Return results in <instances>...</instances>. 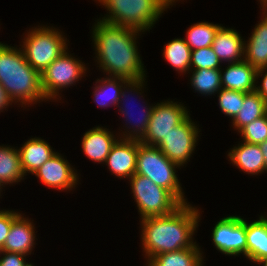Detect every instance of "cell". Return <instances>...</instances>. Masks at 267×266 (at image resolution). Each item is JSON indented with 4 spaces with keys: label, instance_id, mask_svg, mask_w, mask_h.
<instances>
[{
    "label": "cell",
    "instance_id": "23",
    "mask_svg": "<svg viewBox=\"0 0 267 266\" xmlns=\"http://www.w3.org/2000/svg\"><path fill=\"white\" fill-rule=\"evenodd\" d=\"M202 253L199 246L166 252L152 257L148 266H203Z\"/></svg>",
    "mask_w": 267,
    "mask_h": 266
},
{
    "label": "cell",
    "instance_id": "10",
    "mask_svg": "<svg viewBox=\"0 0 267 266\" xmlns=\"http://www.w3.org/2000/svg\"><path fill=\"white\" fill-rule=\"evenodd\" d=\"M197 126L188 116L182 123L172 129L157 147L173 163L184 166L195 150L198 140Z\"/></svg>",
    "mask_w": 267,
    "mask_h": 266
},
{
    "label": "cell",
    "instance_id": "9",
    "mask_svg": "<svg viewBox=\"0 0 267 266\" xmlns=\"http://www.w3.org/2000/svg\"><path fill=\"white\" fill-rule=\"evenodd\" d=\"M188 112L187 108L178 102L165 101L153 105L148 128L139 142L157 146L174 127L189 116Z\"/></svg>",
    "mask_w": 267,
    "mask_h": 266
},
{
    "label": "cell",
    "instance_id": "19",
    "mask_svg": "<svg viewBox=\"0 0 267 266\" xmlns=\"http://www.w3.org/2000/svg\"><path fill=\"white\" fill-rule=\"evenodd\" d=\"M231 163L247 174H261L265 171V160L260 145L244 142L230 150Z\"/></svg>",
    "mask_w": 267,
    "mask_h": 266
},
{
    "label": "cell",
    "instance_id": "18",
    "mask_svg": "<svg viewBox=\"0 0 267 266\" xmlns=\"http://www.w3.org/2000/svg\"><path fill=\"white\" fill-rule=\"evenodd\" d=\"M107 128L97 126L82 137V150L94 162L104 163L113 145L119 139Z\"/></svg>",
    "mask_w": 267,
    "mask_h": 266
},
{
    "label": "cell",
    "instance_id": "28",
    "mask_svg": "<svg viewBox=\"0 0 267 266\" xmlns=\"http://www.w3.org/2000/svg\"><path fill=\"white\" fill-rule=\"evenodd\" d=\"M221 25L199 22L191 25L187 31L185 43L191 50L202 49L204 47H210L215 39L216 33Z\"/></svg>",
    "mask_w": 267,
    "mask_h": 266
},
{
    "label": "cell",
    "instance_id": "26",
    "mask_svg": "<svg viewBox=\"0 0 267 266\" xmlns=\"http://www.w3.org/2000/svg\"><path fill=\"white\" fill-rule=\"evenodd\" d=\"M23 172L18 149L9 146H0V184L20 182Z\"/></svg>",
    "mask_w": 267,
    "mask_h": 266
},
{
    "label": "cell",
    "instance_id": "30",
    "mask_svg": "<svg viewBox=\"0 0 267 266\" xmlns=\"http://www.w3.org/2000/svg\"><path fill=\"white\" fill-rule=\"evenodd\" d=\"M246 93L221 88L218 91V101L221 111L233 120L244 102Z\"/></svg>",
    "mask_w": 267,
    "mask_h": 266
},
{
    "label": "cell",
    "instance_id": "22",
    "mask_svg": "<svg viewBox=\"0 0 267 266\" xmlns=\"http://www.w3.org/2000/svg\"><path fill=\"white\" fill-rule=\"evenodd\" d=\"M247 259L258 263L267 257V218L260 216L259 220L246 221Z\"/></svg>",
    "mask_w": 267,
    "mask_h": 266
},
{
    "label": "cell",
    "instance_id": "13",
    "mask_svg": "<svg viewBox=\"0 0 267 266\" xmlns=\"http://www.w3.org/2000/svg\"><path fill=\"white\" fill-rule=\"evenodd\" d=\"M138 140H117L106 158L109 171L119 178H131L136 172Z\"/></svg>",
    "mask_w": 267,
    "mask_h": 266
},
{
    "label": "cell",
    "instance_id": "32",
    "mask_svg": "<svg viewBox=\"0 0 267 266\" xmlns=\"http://www.w3.org/2000/svg\"><path fill=\"white\" fill-rule=\"evenodd\" d=\"M220 63L221 61L219 60L211 46L191 51L190 70H197L202 68L221 69Z\"/></svg>",
    "mask_w": 267,
    "mask_h": 266
},
{
    "label": "cell",
    "instance_id": "29",
    "mask_svg": "<svg viewBox=\"0 0 267 266\" xmlns=\"http://www.w3.org/2000/svg\"><path fill=\"white\" fill-rule=\"evenodd\" d=\"M192 77L190 78L191 86L195 91L203 95H214L222 88L220 69H197L190 70ZM193 71V72H192Z\"/></svg>",
    "mask_w": 267,
    "mask_h": 266
},
{
    "label": "cell",
    "instance_id": "35",
    "mask_svg": "<svg viewBox=\"0 0 267 266\" xmlns=\"http://www.w3.org/2000/svg\"><path fill=\"white\" fill-rule=\"evenodd\" d=\"M259 76L260 77L263 76L262 85L257 86L255 90L267 102V67H262V68L257 69L256 79H258Z\"/></svg>",
    "mask_w": 267,
    "mask_h": 266
},
{
    "label": "cell",
    "instance_id": "2",
    "mask_svg": "<svg viewBox=\"0 0 267 266\" xmlns=\"http://www.w3.org/2000/svg\"><path fill=\"white\" fill-rule=\"evenodd\" d=\"M200 212L189 203L182 204L165 216L141 219L143 251L149 261L152 257L191 248L196 245L192 236L198 228Z\"/></svg>",
    "mask_w": 267,
    "mask_h": 266
},
{
    "label": "cell",
    "instance_id": "7",
    "mask_svg": "<svg viewBox=\"0 0 267 266\" xmlns=\"http://www.w3.org/2000/svg\"><path fill=\"white\" fill-rule=\"evenodd\" d=\"M129 181L141 219L171 214L182 205L170 191L146 176L134 174Z\"/></svg>",
    "mask_w": 267,
    "mask_h": 266
},
{
    "label": "cell",
    "instance_id": "24",
    "mask_svg": "<svg viewBox=\"0 0 267 266\" xmlns=\"http://www.w3.org/2000/svg\"><path fill=\"white\" fill-rule=\"evenodd\" d=\"M267 114V102L255 90L245 94L237 116L232 120L233 128L240 131L247 124Z\"/></svg>",
    "mask_w": 267,
    "mask_h": 266
},
{
    "label": "cell",
    "instance_id": "14",
    "mask_svg": "<svg viewBox=\"0 0 267 266\" xmlns=\"http://www.w3.org/2000/svg\"><path fill=\"white\" fill-rule=\"evenodd\" d=\"M224 72L220 69L221 86L224 89L239 91L243 93L253 92L256 89L257 69L247 61L228 63Z\"/></svg>",
    "mask_w": 267,
    "mask_h": 266
},
{
    "label": "cell",
    "instance_id": "11",
    "mask_svg": "<svg viewBox=\"0 0 267 266\" xmlns=\"http://www.w3.org/2000/svg\"><path fill=\"white\" fill-rule=\"evenodd\" d=\"M212 240L217 250L225 255L247 257L246 220L240 216L220 219L212 231Z\"/></svg>",
    "mask_w": 267,
    "mask_h": 266
},
{
    "label": "cell",
    "instance_id": "12",
    "mask_svg": "<svg viewBox=\"0 0 267 266\" xmlns=\"http://www.w3.org/2000/svg\"><path fill=\"white\" fill-rule=\"evenodd\" d=\"M59 153L45 162L35 173L42 183L57 190H72L78 184L75 169Z\"/></svg>",
    "mask_w": 267,
    "mask_h": 266
},
{
    "label": "cell",
    "instance_id": "5",
    "mask_svg": "<svg viewBox=\"0 0 267 266\" xmlns=\"http://www.w3.org/2000/svg\"><path fill=\"white\" fill-rule=\"evenodd\" d=\"M177 167L179 168L157 146L145 145L138 140L135 174L146 176L156 185L170 191L182 204H185L187 203L185 195L175 171Z\"/></svg>",
    "mask_w": 267,
    "mask_h": 266
},
{
    "label": "cell",
    "instance_id": "16",
    "mask_svg": "<svg viewBox=\"0 0 267 266\" xmlns=\"http://www.w3.org/2000/svg\"><path fill=\"white\" fill-rule=\"evenodd\" d=\"M263 19L244 44V60L256 69L267 67V2H262Z\"/></svg>",
    "mask_w": 267,
    "mask_h": 266
},
{
    "label": "cell",
    "instance_id": "8",
    "mask_svg": "<svg viewBox=\"0 0 267 266\" xmlns=\"http://www.w3.org/2000/svg\"><path fill=\"white\" fill-rule=\"evenodd\" d=\"M86 71L85 63L64 51L40 74L42 91L47 101L57 99L60 89L76 84Z\"/></svg>",
    "mask_w": 267,
    "mask_h": 266
},
{
    "label": "cell",
    "instance_id": "21",
    "mask_svg": "<svg viewBox=\"0 0 267 266\" xmlns=\"http://www.w3.org/2000/svg\"><path fill=\"white\" fill-rule=\"evenodd\" d=\"M145 78H142V79H138V80H129L126 84H124V87H123V89L125 90H123L122 89V92H121V99H120V101L122 102L123 101V104H125L124 103V100H125V98L126 97H128L127 96V94L126 93H129V92H136L137 94L138 93H140V95H141V92H140V90L142 89V87H143V85H144V82H145V80H144ZM127 88H128V90H127ZM126 90H127V92H126ZM133 90V91H132ZM123 97H124V99H123ZM127 100V99H126ZM127 103V102H126ZM116 107H120L119 108V110H120V112L122 113V115L126 118H128L127 120H129V122L130 123H132L131 122V115H129V114H131L130 112H129V110H127L128 108H126L127 107V105L124 107V109H123V107H121V106H116ZM152 108H153V105L152 106H146V107H144V109H143V113H142V115H141V120L140 121H137L136 123H135V121H134V125L133 124H131V125H133L132 126V128H131V126H130V132L128 131V130H126L125 132H123V139H135V140H140L143 136H144V134L146 133V130H147V128H148V124H149V121H150V119H151V114H152ZM139 119V118H138ZM132 120H133V118H132ZM132 129V130H131ZM124 133H126V134H124Z\"/></svg>",
    "mask_w": 267,
    "mask_h": 266
},
{
    "label": "cell",
    "instance_id": "1",
    "mask_svg": "<svg viewBox=\"0 0 267 266\" xmlns=\"http://www.w3.org/2000/svg\"><path fill=\"white\" fill-rule=\"evenodd\" d=\"M92 38L99 68L109 77L138 80L146 75L139 56L136 38L140 30L117 26L98 19Z\"/></svg>",
    "mask_w": 267,
    "mask_h": 266
},
{
    "label": "cell",
    "instance_id": "34",
    "mask_svg": "<svg viewBox=\"0 0 267 266\" xmlns=\"http://www.w3.org/2000/svg\"><path fill=\"white\" fill-rule=\"evenodd\" d=\"M4 256L0 259V266H33L31 263L26 262V255L21 253H13V252H6L1 251L0 254Z\"/></svg>",
    "mask_w": 267,
    "mask_h": 266
},
{
    "label": "cell",
    "instance_id": "33",
    "mask_svg": "<svg viewBox=\"0 0 267 266\" xmlns=\"http://www.w3.org/2000/svg\"><path fill=\"white\" fill-rule=\"evenodd\" d=\"M20 213L14 212L13 210H0V249L3 247L7 235L9 234L13 220Z\"/></svg>",
    "mask_w": 267,
    "mask_h": 266
},
{
    "label": "cell",
    "instance_id": "25",
    "mask_svg": "<svg viewBox=\"0 0 267 266\" xmlns=\"http://www.w3.org/2000/svg\"><path fill=\"white\" fill-rule=\"evenodd\" d=\"M128 81V79L122 77H107L96 80V84H99L94 87V102L102 108L120 105L123 84H126Z\"/></svg>",
    "mask_w": 267,
    "mask_h": 266
},
{
    "label": "cell",
    "instance_id": "36",
    "mask_svg": "<svg viewBox=\"0 0 267 266\" xmlns=\"http://www.w3.org/2000/svg\"><path fill=\"white\" fill-rule=\"evenodd\" d=\"M11 103H13V101L10 99L5 89L0 84V111H3Z\"/></svg>",
    "mask_w": 267,
    "mask_h": 266
},
{
    "label": "cell",
    "instance_id": "15",
    "mask_svg": "<svg viewBox=\"0 0 267 266\" xmlns=\"http://www.w3.org/2000/svg\"><path fill=\"white\" fill-rule=\"evenodd\" d=\"M19 214L12 222L9 234L1 251L29 255L35 245L34 224Z\"/></svg>",
    "mask_w": 267,
    "mask_h": 266
},
{
    "label": "cell",
    "instance_id": "4",
    "mask_svg": "<svg viewBox=\"0 0 267 266\" xmlns=\"http://www.w3.org/2000/svg\"><path fill=\"white\" fill-rule=\"evenodd\" d=\"M97 1V0H96ZM109 11L99 19L109 24L140 31L153 27L162 13L178 0H98Z\"/></svg>",
    "mask_w": 267,
    "mask_h": 266
},
{
    "label": "cell",
    "instance_id": "37",
    "mask_svg": "<svg viewBox=\"0 0 267 266\" xmlns=\"http://www.w3.org/2000/svg\"><path fill=\"white\" fill-rule=\"evenodd\" d=\"M263 156H264V160H265V171H267V140L262 142L260 144Z\"/></svg>",
    "mask_w": 267,
    "mask_h": 266
},
{
    "label": "cell",
    "instance_id": "38",
    "mask_svg": "<svg viewBox=\"0 0 267 266\" xmlns=\"http://www.w3.org/2000/svg\"><path fill=\"white\" fill-rule=\"evenodd\" d=\"M259 263L262 264L263 266H267V257L261 260Z\"/></svg>",
    "mask_w": 267,
    "mask_h": 266
},
{
    "label": "cell",
    "instance_id": "31",
    "mask_svg": "<svg viewBox=\"0 0 267 266\" xmlns=\"http://www.w3.org/2000/svg\"><path fill=\"white\" fill-rule=\"evenodd\" d=\"M239 133L244 142L260 145L267 140V114L242 128Z\"/></svg>",
    "mask_w": 267,
    "mask_h": 266
},
{
    "label": "cell",
    "instance_id": "17",
    "mask_svg": "<svg viewBox=\"0 0 267 266\" xmlns=\"http://www.w3.org/2000/svg\"><path fill=\"white\" fill-rule=\"evenodd\" d=\"M244 44L243 38L236 30L221 26L211 48L221 62L236 63L244 60Z\"/></svg>",
    "mask_w": 267,
    "mask_h": 266
},
{
    "label": "cell",
    "instance_id": "6",
    "mask_svg": "<svg viewBox=\"0 0 267 266\" xmlns=\"http://www.w3.org/2000/svg\"><path fill=\"white\" fill-rule=\"evenodd\" d=\"M27 33L21 50L26 61L40 74L68 49L67 38L55 28L35 27Z\"/></svg>",
    "mask_w": 267,
    "mask_h": 266
},
{
    "label": "cell",
    "instance_id": "20",
    "mask_svg": "<svg viewBox=\"0 0 267 266\" xmlns=\"http://www.w3.org/2000/svg\"><path fill=\"white\" fill-rule=\"evenodd\" d=\"M21 166L25 173H35L56 153L44 139L31 138L18 149Z\"/></svg>",
    "mask_w": 267,
    "mask_h": 266
},
{
    "label": "cell",
    "instance_id": "27",
    "mask_svg": "<svg viewBox=\"0 0 267 266\" xmlns=\"http://www.w3.org/2000/svg\"><path fill=\"white\" fill-rule=\"evenodd\" d=\"M191 51L184 39L177 38L166 44L163 56L176 71L186 73L190 71Z\"/></svg>",
    "mask_w": 267,
    "mask_h": 266
},
{
    "label": "cell",
    "instance_id": "3",
    "mask_svg": "<svg viewBox=\"0 0 267 266\" xmlns=\"http://www.w3.org/2000/svg\"><path fill=\"white\" fill-rule=\"evenodd\" d=\"M0 84L13 102L22 107L46 100L41 75L25 59L19 47L0 42ZM34 102V103H33Z\"/></svg>",
    "mask_w": 267,
    "mask_h": 266
}]
</instances>
